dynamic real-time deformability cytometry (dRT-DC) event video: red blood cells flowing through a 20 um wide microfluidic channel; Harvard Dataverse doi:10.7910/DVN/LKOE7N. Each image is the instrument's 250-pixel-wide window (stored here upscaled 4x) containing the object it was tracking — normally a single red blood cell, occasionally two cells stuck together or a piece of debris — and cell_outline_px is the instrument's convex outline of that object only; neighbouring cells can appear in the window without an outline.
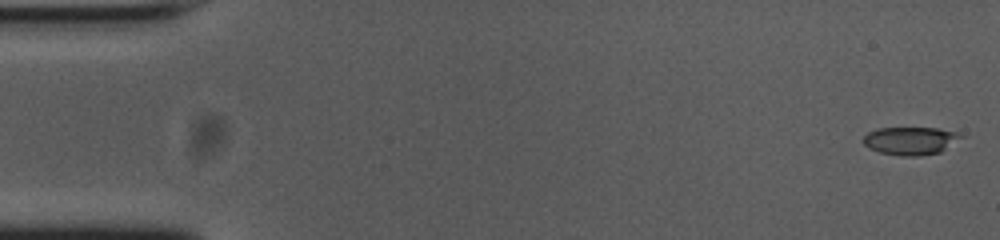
{"species": "common noctule bat (a hibernating species)", "species_latin": "Nyctalus noctula", "temperature_condition": "cold", "stored_images_in_passage": 54, "camera_frame_rate_fps": 3000, "um_per_image_px": 0.085, "animal": {"sex": "female", "body_mass_g": 23.0, "forearm_length_mm": 53.4}, "frame": {"image": 1, "passage_image": 1, "time_ms": 0.0, "image_size_px": [1000, 240], "cell_outline_px": [[964, 136], [940, 152], [920, 156], [900, 156], [880, 152], [868, 148], [864, 144], [864, 136], [868, 132], [876, 128], [936, 128], [956, 132]], "centroid_in_image_um": [77.37, 11.96], "position_along_channel_um": 7.6, "area_um2": 15.84}}
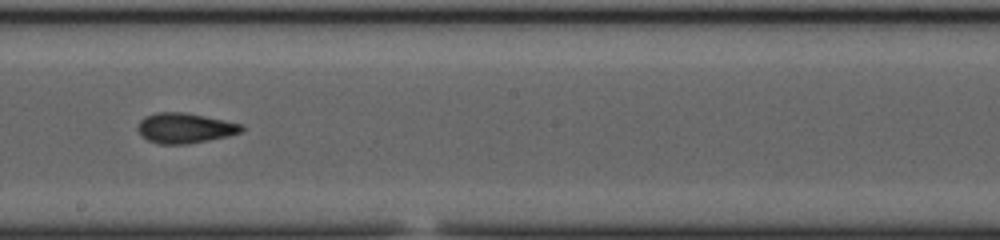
{"frame": {"image": 2, "passage_image": 30, "time_ms": 9.667, "image_size_px": [1000, 240], "cell_outline_px": [[244, 128], [240, 132], [208, 140], [188, 144], [160, 144], [148, 140], [136, 128], [140, 120], [144, 116], [156, 112], [184, 112], [244, 124]], "centroid_in_image_um": [15.69, 10.87], "position_along_channel_um": 232.5, "area_um2": 18.09}}
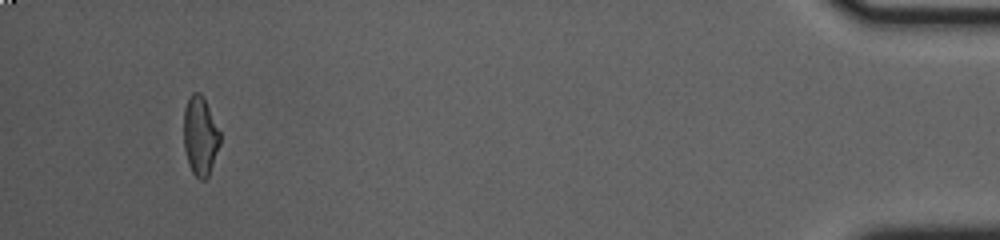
{"frame": {"image": 3, "passage_image": 51, "time_ms": 16.667, "image_size_px": [1000, 240], "cell_outline_px": [[220, 144], [208, 176], [204, 180], [200, 180], [192, 172], [188, 164], [184, 148], [184, 108], [192, 92], [200, 92], [204, 96], [220, 132]], "centroid_in_image_um": [17.01, 11.54], "position_along_channel_um": 418.2, "area_um2": 16.76}, "authors_computed_cell_mechanics": {"area_um2": 17.5134, "velocity_mm_per_s": 3.7674, "shape_relaxation_time_tau1_ms": 6.3719, "shape_relaxation_time_tau2_ms": 1.9314, "deformation_change_tau1": 0.1932, "deformation_change_tau2": 0.0927}}